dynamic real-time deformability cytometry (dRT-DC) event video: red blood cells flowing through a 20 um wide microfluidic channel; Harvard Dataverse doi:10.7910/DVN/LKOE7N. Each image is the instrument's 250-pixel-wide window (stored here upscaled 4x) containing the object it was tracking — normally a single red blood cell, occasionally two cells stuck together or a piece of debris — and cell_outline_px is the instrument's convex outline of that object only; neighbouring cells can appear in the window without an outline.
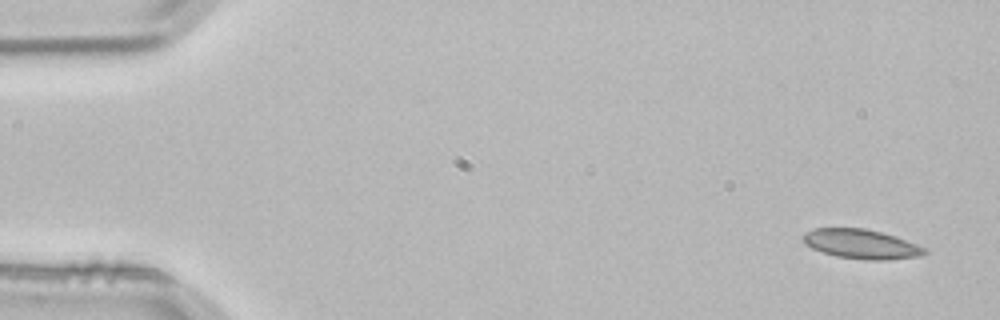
{"species": "common noctule bat (a hibernating species)", "species_latin": "Nyctalus noctula", "temperature_condition": "room temperature", "stored_images_in_passage": 4, "camera_frame_rate_fps": 3000, "um_per_image_px": 0.085, "animal": {"sex": "male", "body_mass_g": 21.5, "forearm_length_mm": 52.0}, "frame": {"image": 1, "passage_image": 1, "time_ms": 0.0, "image_size_px": [1000, 320], "cell_outline_px": [[928, 252], [920, 256], [884, 260], [864, 260], [836, 256], [812, 248], [804, 244], [800, 236], [804, 232], [816, 228], [864, 228], [896, 236], [928, 248]], "centroid_in_image_um": [73.2, 20.74], "position_along_channel_um": 11.8, "area_um2": 21.04}}
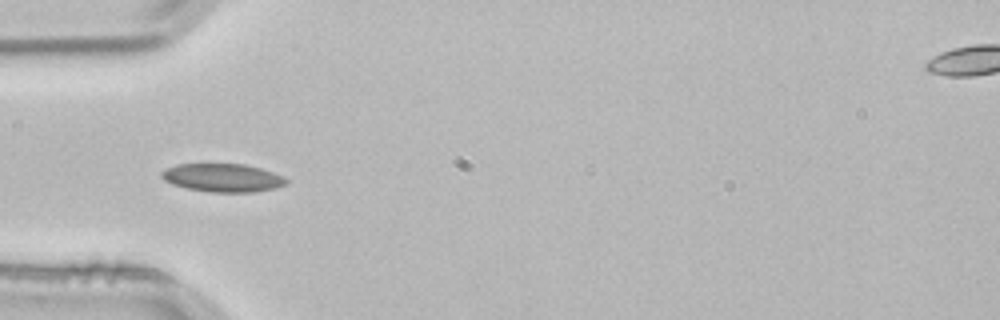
{"frame": {"image": 2, "passage_image": 4, "time_ms": 1.0, "image_size_px": [1000, 320], "cell_outline_px": [[288, 184], [276, 188], [252, 192], [208, 192], [188, 188], [172, 184], [164, 180], [160, 176], [160, 172], [164, 168], [176, 164], [244, 164], [260, 168], [272, 172], [288, 180]], "centroid_in_image_um": [18.89, 15.11], "position_along_channel_um": 66.1, "area_um2": 20.58}}